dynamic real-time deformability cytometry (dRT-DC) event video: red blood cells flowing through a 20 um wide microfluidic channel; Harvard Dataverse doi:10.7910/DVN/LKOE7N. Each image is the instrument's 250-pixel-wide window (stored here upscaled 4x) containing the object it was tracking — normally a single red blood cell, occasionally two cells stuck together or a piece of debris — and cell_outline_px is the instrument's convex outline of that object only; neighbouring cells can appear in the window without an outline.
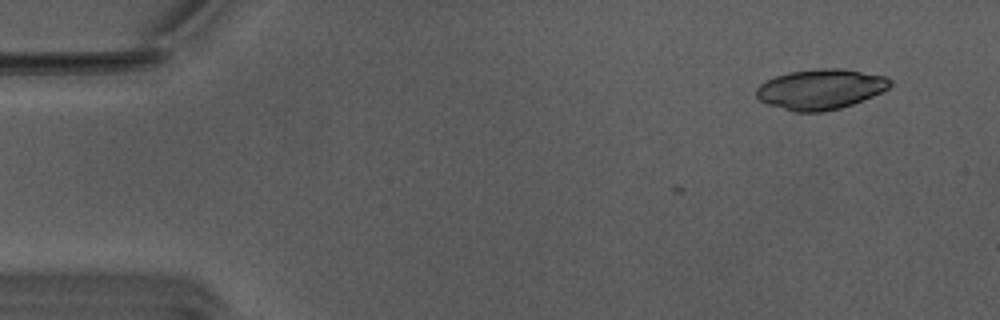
{"species": "Egyptian fruit bat (a non-hibernating species)", "species_latin": "Rousettus aegyptiacus", "temperature_condition": "warm", "stored_images_in_passage": 6, "camera_frame_rate_fps": 3000, "um_per_image_px": 0.085, "animal": {"sex": "male"}, "frame": {"image": 1, "passage_image": 1, "time_ms": 0.0, "image_size_px": [1000, 320], "cell_outline_px": [[892, 84], [888, 88], [872, 96], [852, 104], [840, 108], [824, 112], [792, 112], [768, 104], [760, 100], [756, 96], [756, 88], [760, 84], [776, 76], [788, 72], [816, 68], [840, 68], [884, 76], [892, 80]], "centroid_in_image_um": [69.73, 7.58], "position_along_channel_um": 15.3, "area_um2": 31.33}}